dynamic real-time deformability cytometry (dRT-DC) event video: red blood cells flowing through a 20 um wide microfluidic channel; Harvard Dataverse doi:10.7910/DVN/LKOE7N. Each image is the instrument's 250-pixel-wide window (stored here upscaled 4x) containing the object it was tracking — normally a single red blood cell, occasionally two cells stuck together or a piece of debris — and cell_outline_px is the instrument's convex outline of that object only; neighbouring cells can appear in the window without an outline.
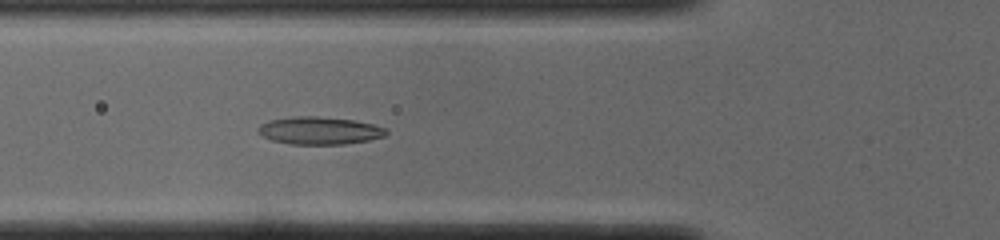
{"species": "common noctule bat (a hibernating species)", "species_latin": "Nyctalus noctula", "temperature_condition": "cold", "stored_images_in_passage": 45, "camera_frame_rate_fps": 3000, "um_per_image_px": 0.085, "animal": {"sex": "male", "body_mass_g": 19.0, "forearm_length_mm": 50.8}, "frame": {"image": 1, "passage_image": 12, "time_ms": 3.667, "image_size_px": [1000, 240], "cell_outline_px": [[388, 132], [384, 136], [368, 140], [344, 144], [288, 144], [272, 140], [256, 132], [260, 124], [268, 120], [296, 116], [316, 116], [352, 120], [372, 124], [388, 128]], "centroid_in_image_um": [27.14, 11.1], "position_along_channel_um": 98.7, "area_um2": 20.58}}
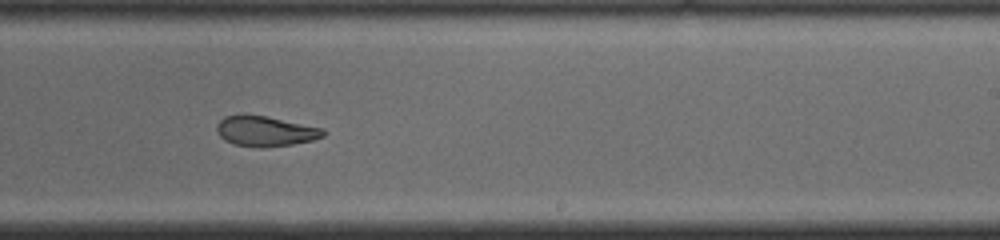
{"frame": {"image": 2, "passage_image": 25, "time_ms": 8.0, "image_size_px": [1000, 240], "cell_outline_px": [[324, 136], [312, 140], [292, 144], [264, 148], [256, 148], [232, 144], [224, 140], [220, 136], [216, 128], [216, 124], [224, 116], [264, 116], [324, 128]], "centroid_in_image_um": [22.54, 11.18], "position_along_channel_um": 266.5, "area_um2": 18.55}}
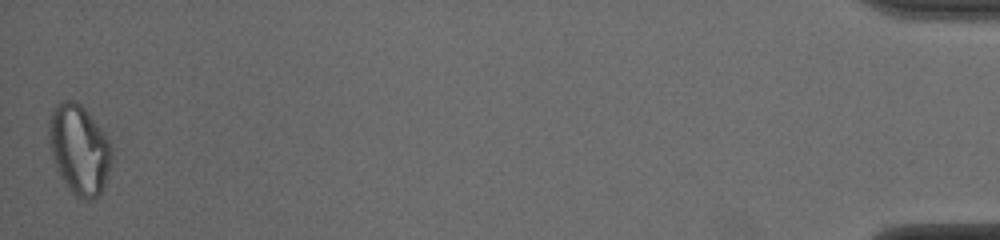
{"frame": {"image": 3, "passage_image": 45, "time_ms": 14.667, "image_size_px": [1000, 240], "cell_outline_px": [[112, 160], [104, 188], [100, 196], [92, 200], [84, 200], [76, 196], [72, 192], [60, 176], [56, 168], [48, 140], [48, 120], [52, 112], [64, 100], [72, 100], [80, 104], [88, 112], [100, 128], [108, 140], [112, 148]], "centroid_in_image_um": [6.74, 12.75], "position_along_channel_um": 428.5, "area_um2": 32.71}, "authors_computed_cell_mechanics": {"area_um2": 20.1144, "velocity_mm_per_s": 3.8872, "shape_relaxation_time_tau1_ms": null, "shape_relaxation_time_tau2_ms": 2.5348, "deformation_change_tau1": null, "deformation_change_tau2": 0.0945}}